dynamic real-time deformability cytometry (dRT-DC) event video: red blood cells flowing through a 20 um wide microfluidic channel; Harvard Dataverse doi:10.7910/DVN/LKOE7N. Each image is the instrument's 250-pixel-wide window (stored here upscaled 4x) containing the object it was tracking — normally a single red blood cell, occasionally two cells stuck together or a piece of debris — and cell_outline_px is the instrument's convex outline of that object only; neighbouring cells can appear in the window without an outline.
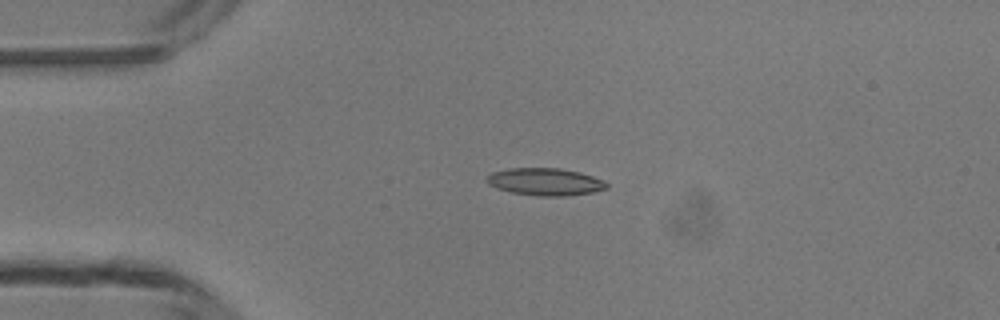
{"species": "common noctule bat (a hibernating species)", "species_latin": "Nyctalus noctula", "temperature_condition": "room temperature", "stored_images_in_passage": 2, "camera_frame_rate_fps": 3000, "um_per_image_px": 0.085, "animal": {"sex": "male", "body_mass_g": 13.3}, "frame": {"image": 1, "passage_image": 2, "time_ms": 1.333, "image_size_px": [1000, 320], "cell_outline_px": [[608, 188], [592, 192], [564, 196], [540, 196], [512, 192], [496, 188], [488, 184], [488, 176], [492, 172], [508, 168], [560, 168], [580, 172], [604, 180], [608, 184]], "centroid_in_image_um": [46.36, 15.44], "position_along_channel_um": 38.6, "area_um2": 19.02}}